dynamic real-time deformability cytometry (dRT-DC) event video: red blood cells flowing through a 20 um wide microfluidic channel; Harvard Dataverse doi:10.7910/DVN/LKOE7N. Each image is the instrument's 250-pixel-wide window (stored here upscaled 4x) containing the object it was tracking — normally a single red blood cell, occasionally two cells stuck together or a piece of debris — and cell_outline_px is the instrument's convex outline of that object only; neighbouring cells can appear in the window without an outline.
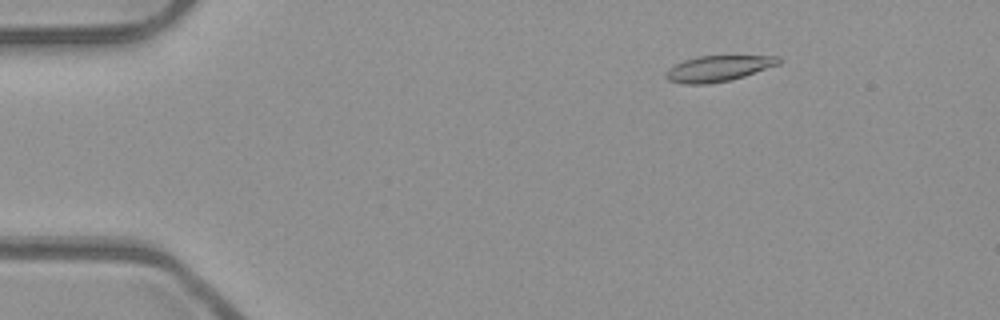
{"species": "common noctule bat (a hibernating species)", "species_latin": "Nyctalus noctula", "temperature_condition": "room temperature", "stored_images_in_passage": 52, "camera_frame_rate_fps": 3000, "um_per_image_px": 0.085, "animal": {"sex": "male", "body_mass_g": 23.1, "forearm_length_mm": 52.7}, "frame": {"image": 1, "passage_image": 7, "time_ms": 2.0, "image_size_px": [1000, 320], "cell_outline_px": [[784, 60], [780, 64], [732, 80], [708, 84], [680, 84], [668, 80], [664, 76], [664, 72], [668, 68], [684, 60], [696, 56], [780, 56]], "centroid_in_image_um": [61.04, 5.83], "position_along_channel_um": 24.0, "area_um2": 17.22}}
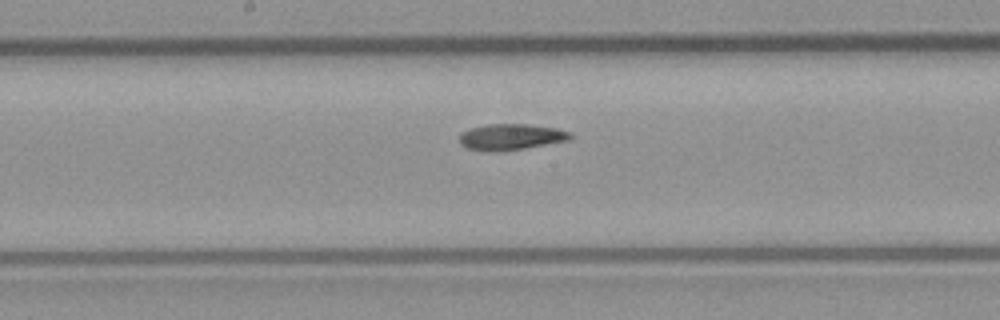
{"frame": {"image": 2, "passage_image": 27, "time_ms": 8.667, "image_size_px": [1000, 320], "cell_outline_px": [[572, 136], [568, 140], [524, 148], [496, 152], [488, 152], [468, 148], [460, 144], [460, 132], [472, 128], [488, 124], [528, 124], [556, 128], [572, 132]], "centroid_in_image_um": [43.42, 11.64], "position_along_channel_um": 204.8, "area_um2": 16.82}}
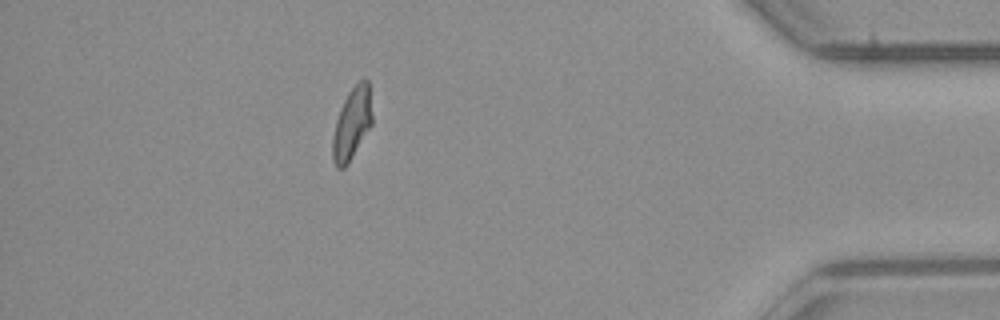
{"frame": {"image": 3, "passage_image": 46, "time_ms": 15.0, "image_size_px": [1000, 320], "cell_outline_px": [[372, 124], [348, 164], [344, 168], [336, 168], [332, 156], [332, 136], [336, 120], [340, 108], [348, 92], [360, 80], [368, 80], [372, 116]], "centroid_in_image_um": [29.9, 10.53], "position_along_channel_um": 405.3, "area_um2": 16.47}, "authors_computed_cell_mechanics": {"area_um2": 16.9354, "velocity_mm_per_s": 3.9315, "shape_relaxation_time_tau1_ms": null, "shape_relaxation_time_tau2_ms": 5.4795, "deformation_change_tau1": null, "deformation_change_tau2": 0.1123}}